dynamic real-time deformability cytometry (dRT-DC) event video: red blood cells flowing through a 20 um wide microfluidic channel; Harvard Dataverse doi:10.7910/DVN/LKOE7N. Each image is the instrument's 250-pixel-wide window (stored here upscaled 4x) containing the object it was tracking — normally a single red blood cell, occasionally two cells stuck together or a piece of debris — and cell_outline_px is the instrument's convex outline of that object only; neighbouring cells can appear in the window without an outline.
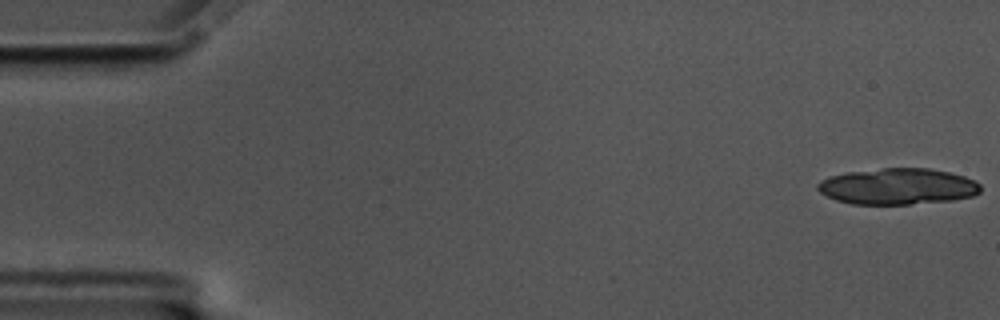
{"species": "common noctule bat (a hibernating species)", "species_latin": "Nyctalus noctula", "temperature_condition": "cold", "stored_images_in_passage": 16, "camera_frame_rate_fps": 3000, "um_per_image_px": 0.085, "animal": {"sex": "male", "body_mass_g": 17.5, "forearm_length_mm": 52.3}, "frame": {"image": 1, "passage_image": 1, "time_ms": 0.0, "image_size_px": [1000, 320], "cell_outline_px": [[980, 192], [972, 196], [952, 200], [908, 204], [852, 204], [836, 200], [820, 192], [816, 188], [816, 184], [820, 180], [828, 176], [848, 172], [884, 168], [928, 168], [948, 172], [964, 176], [980, 184]], "centroid_in_image_um": [76.27, 15.84], "position_along_channel_um": 8.7, "area_um2": 34.28}}